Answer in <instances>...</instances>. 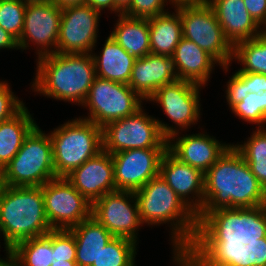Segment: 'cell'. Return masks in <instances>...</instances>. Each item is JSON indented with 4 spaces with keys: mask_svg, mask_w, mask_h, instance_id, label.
<instances>
[{
    "mask_svg": "<svg viewBox=\"0 0 266 266\" xmlns=\"http://www.w3.org/2000/svg\"><path fill=\"white\" fill-rule=\"evenodd\" d=\"M199 225L221 246L235 245L266 210V190L232 145L204 173Z\"/></svg>",
    "mask_w": 266,
    "mask_h": 266,
    "instance_id": "cell-1",
    "label": "cell"
},
{
    "mask_svg": "<svg viewBox=\"0 0 266 266\" xmlns=\"http://www.w3.org/2000/svg\"><path fill=\"white\" fill-rule=\"evenodd\" d=\"M134 194L143 224L160 225L170 222L174 255H201L221 248L199 225L192 209L160 175L134 191Z\"/></svg>",
    "mask_w": 266,
    "mask_h": 266,
    "instance_id": "cell-2",
    "label": "cell"
},
{
    "mask_svg": "<svg viewBox=\"0 0 266 266\" xmlns=\"http://www.w3.org/2000/svg\"><path fill=\"white\" fill-rule=\"evenodd\" d=\"M36 61L32 90L49 98L83 105L96 77L92 54L54 53Z\"/></svg>",
    "mask_w": 266,
    "mask_h": 266,
    "instance_id": "cell-3",
    "label": "cell"
},
{
    "mask_svg": "<svg viewBox=\"0 0 266 266\" xmlns=\"http://www.w3.org/2000/svg\"><path fill=\"white\" fill-rule=\"evenodd\" d=\"M51 230L41 186L5 185L0 193V233L3 234L7 260L9 250L17 243L46 235Z\"/></svg>",
    "mask_w": 266,
    "mask_h": 266,
    "instance_id": "cell-4",
    "label": "cell"
},
{
    "mask_svg": "<svg viewBox=\"0 0 266 266\" xmlns=\"http://www.w3.org/2000/svg\"><path fill=\"white\" fill-rule=\"evenodd\" d=\"M49 137L56 177H66L103 150L102 128L82 117L54 128Z\"/></svg>",
    "mask_w": 266,
    "mask_h": 266,
    "instance_id": "cell-5",
    "label": "cell"
},
{
    "mask_svg": "<svg viewBox=\"0 0 266 266\" xmlns=\"http://www.w3.org/2000/svg\"><path fill=\"white\" fill-rule=\"evenodd\" d=\"M3 171L5 185L12 187L42 186L56 178L49 134L36 125Z\"/></svg>",
    "mask_w": 266,
    "mask_h": 266,
    "instance_id": "cell-6",
    "label": "cell"
},
{
    "mask_svg": "<svg viewBox=\"0 0 266 266\" xmlns=\"http://www.w3.org/2000/svg\"><path fill=\"white\" fill-rule=\"evenodd\" d=\"M175 8L180 14L183 38L207 51L227 72L231 66L233 46L226 39L212 7L206 2Z\"/></svg>",
    "mask_w": 266,
    "mask_h": 266,
    "instance_id": "cell-7",
    "label": "cell"
},
{
    "mask_svg": "<svg viewBox=\"0 0 266 266\" xmlns=\"http://www.w3.org/2000/svg\"><path fill=\"white\" fill-rule=\"evenodd\" d=\"M143 107L135 114L111 121L102 128L103 150L115 154L130 149L168 148L157 119Z\"/></svg>",
    "mask_w": 266,
    "mask_h": 266,
    "instance_id": "cell-8",
    "label": "cell"
},
{
    "mask_svg": "<svg viewBox=\"0 0 266 266\" xmlns=\"http://www.w3.org/2000/svg\"><path fill=\"white\" fill-rule=\"evenodd\" d=\"M142 101L128 84L96 76L82 105L89 108L88 117L82 119L103 128L111 121L135 114L143 107Z\"/></svg>",
    "mask_w": 266,
    "mask_h": 266,
    "instance_id": "cell-9",
    "label": "cell"
},
{
    "mask_svg": "<svg viewBox=\"0 0 266 266\" xmlns=\"http://www.w3.org/2000/svg\"><path fill=\"white\" fill-rule=\"evenodd\" d=\"M200 87L202 88L192 82L177 80L160 87L147 100L159 103L168 119L176 125L169 126L157 119L160 131L166 139L179 133V129L185 130L192 124L195 125L200 119Z\"/></svg>",
    "mask_w": 266,
    "mask_h": 266,
    "instance_id": "cell-10",
    "label": "cell"
},
{
    "mask_svg": "<svg viewBox=\"0 0 266 266\" xmlns=\"http://www.w3.org/2000/svg\"><path fill=\"white\" fill-rule=\"evenodd\" d=\"M41 188L52 229L69 230L92 216V204L65 177L49 180Z\"/></svg>",
    "mask_w": 266,
    "mask_h": 266,
    "instance_id": "cell-11",
    "label": "cell"
},
{
    "mask_svg": "<svg viewBox=\"0 0 266 266\" xmlns=\"http://www.w3.org/2000/svg\"><path fill=\"white\" fill-rule=\"evenodd\" d=\"M101 12L88 4L62 9L56 53L91 54L96 47Z\"/></svg>",
    "mask_w": 266,
    "mask_h": 266,
    "instance_id": "cell-12",
    "label": "cell"
},
{
    "mask_svg": "<svg viewBox=\"0 0 266 266\" xmlns=\"http://www.w3.org/2000/svg\"><path fill=\"white\" fill-rule=\"evenodd\" d=\"M92 217L114 237L137 243L139 226L143 223L134 191L116 190L104 194L92 204Z\"/></svg>",
    "mask_w": 266,
    "mask_h": 266,
    "instance_id": "cell-13",
    "label": "cell"
},
{
    "mask_svg": "<svg viewBox=\"0 0 266 266\" xmlns=\"http://www.w3.org/2000/svg\"><path fill=\"white\" fill-rule=\"evenodd\" d=\"M62 9L54 3H27L19 49L37 47L38 58L56 53ZM39 47V48H38ZM53 49V50H52Z\"/></svg>",
    "mask_w": 266,
    "mask_h": 266,
    "instance_id": "cell-14",
    "label": "cell"
},
{
    "mask_svg": "<svg viewBox=\"0 0 266 266\" xmlns=\"http://www.w3.org/2000/svg\"><path fill=\"white\" fill-rule=\"evenodd\" d=\"M168 148L130 149L111 154L116 190L137 191L157 177Z\"/></svg>",
    "mask_w": 266,
    "mask_h": 266,
    "instance_id": "cell-15",
    "label": "cell"
},
{
    "mask_svg": "<svg viewBox=\"0 0 266 266\" xmlns=\"http://www.w3.org/2000/svg\"><path fill=\"white\" fill-rule=\"evenodd\" d=\"M159 175L196 215L201 212L205 180L202 171L182 163L167 150L160 163Z\"/></svg>",
    "mask_w": 266,
    "mask_h": 266,
    "instance_id": "cell-16",
    "label": "cell"
},
{
    "mask_svg": "<svg viewBox=\"0 0 266 266\" xmlns=\"http://www.w3.org/2000/svg\"><path fill=\"white\" fill-rule=\"evenodd\" d=\"M65 178L91 204L104 194L116 191L112 156L104 150L74 169Z\"/></svg>",
    "mask_w": 266,
    "mask_h": 266,
    "instance_id": "cell-17",
    "label": "cell"
},
{
    "mask_svg": "<svg viewBox=\"0 0 266 266\" xmlns=\"http://www.w3.org/2000/svg\"><path fill=\"white\" fill-rule=\"evenodd\" d=\"M179 80L175 60L171 56L147 54L136 58L129 87L143 100H147L162 86Z\"/></svg>",
    "mask_w": 266,
    "mask_h": 266,
    "instance_id": "cell-18",
    "label": "cell"
},
{
    "mask_svg": "<svg viewBox=\"0 0 266 266\" xmlns=\"http://www.w3.org/2000/svg\"><path fill=\"white\" fill-rule=\"evenodd\" d=\"M179 134L176 133L167 139L168 151L182 163L199 169L203 173L213 166L231 145L221 143L207 133L186 134L183 137Z\"/></svg>",
    "mask_w": 266,
    "mask_h": 266,
    "instance_id": "cell-19",
    "label": "cell"
},
{
    "mask_svg": "<svg viewBox=\"0 0 266 266\" xmlns=\"http://www.w3.org/2000/svg\"><path fill=\"white\" fill-rule=\"evenodd\" d=\"M214 10L226 39L232 46L261 35V28L251 17L243 0H207Z\"/></svg>",
    "mask_w": 266,
    "mask_h": 266,
    "instance_id": "cell-20",
    "label": "cell"
},
{
    "mask_svg": "<svg viewBox=\"0 0 266 266\" xmlns=\"http://www.w3.org/2000/svg\"><path fill=\"white\" fill-rule=\"evenodd\" d=\"M177 65L179 80L205 86L215 64L219 62L193 41L182 38L171 56Z\"/></svg>",
    "mask_w": 266,
    "mask_h": 266,
    "instance_id": "cell-21",
    "label": "cell"
},
{
    "mask_svg": "<svg viewBox=\"0 0 266 266\" xmlns=\"http://www.w3.org/2000/svg\"><path fill=\"white\" fill-rule=\"evenodd\" d=\"M76 241V263L78 266H92L98 255L114 236L94 217L82 221L69 229Z\"/></svg>",
    "mask_w": 266,
    "mask_h": 266,
    "instance_id": "cell-22",
    "label": "cell"
},
{
    "mask_svg": "<svg viewBox=\"0 0 266 266\" xmlns=\"http://www.w3.org/2000/svg\"><path fill=\"white\" fill-rule=\"evenodd\" d=\"M91 54L95 62L96 76L124 84L129 83L136 58L110 36L105 40L100 56Z\"/></svg>",
    "mask_w": 266,
    "mask_h": 266,
    "instance_id": "cell-23",
    "label": "cell"
},
{
    "mask_svg": "<svg viewBox=\"0 0 266 266\" xmlns=\"http://www.w3.org/2000/svg\"><path fill=\"white\" fill-rule=\"evenodd\" d=\"M117 16L119 18L109 36L135 58L150 54L149 20L126 16L123 13Z\"/></svg>",
    "mask_w": 266,
    "mask_h": 266,
    "instance_id": "cell-24",
    "label": "cell"
},
{
    "mask_svg": "<svg viewBox=\"0 0 266 266\" xmlns=\"http://www.w3.org/2000/svg\"><path fill=\"white\" fill-rule=\"evenodd\" d=\"M165 12L149 18V34L151 53L172 56L180 40L183 38L182 22L179 11Z\"/></svg>",
    "mask_w": 266,
    "mask_h": 266,
    "instance_id": "cell-25",
    "label": "cell"
},
{
    "mask_svg": "<svg viewBox=\"0 0 266 266\" xmlns=\"http://www.w3.org/2000/svg\"><path fill=\"white\" fill-rule=\"evenodd\" d=\"M24 106L12 118L0 123V165L4 168L17 154L25 137L37 125Z\"/></svg>",
    "mask_w": 266,
    "mask_h": 266,
    "instance_id": "cell-26",
    "label": "cell"
},
{
    "mask_svg": "<svg viewBox=\"0 0 266 266\" xmlns=\"http://www.w3.org/2000/svg\"><path fill=\"white\" fill-rule=\"evenodd\" d=\"M52 230L46 235L17 243L9 250L14 266H50L52 264Z\"/></svg>",
    "mask_w": 266,
    "mask_h": 266,
    "instance_id": "cell-27",
    "label": "cell"
},
{
    "mask_svg": "<svg viewBox=\"0 0 266 266\" xmlns=\"http://www.w3.org/2000/svg\"><path fill=\"white\" fill-rule=\"evenodd\" d=\"M240 62V72L266 75V31L261 35L233 46L232 60Z\"/></svg>",
    "mask_w": 266,
    "mask_h": 266,
    "instance_id": "cell-28",
    "label": "cell"
},
{
    "mask_svg": "<svg viewBox=\"0 0 266 266\" xmlns=\"http://www.w3.org/2000/svg\"><path fill=\"white\" fill-rule=\"evenodd\" d=\"M243 144H233L266 190V128H256Z\"/></svg>",
    "mask_w": 266,
    "mask_h": 266,
    "instance_id": "cell-29",
    "label": "cell"
},
{
    "mask_svg": "<svg viewBox=\"0 0 266 266\" xmlns=\"http://www.w3.org/2000/svg\"><path fill=\"white\" fill-rule=\"evenodd\" d=\"M233 246L250 263L266 265V210L262 217Z\"/></svg>",
    "mask_w": 266,
    "mask_h": 266,
    "instance_id": "cell-30",
    "label": "cell"
},
{
    "mask_svg": "<svg viewBox=\"0 0 266 266\" xmlns=\"http://www.w3.org/2000/svg\"><path fill=\"white\" fill-rule=\"evenodd\" d=\"M138 243L122 237H114L98 255L92 266H135Z\"/></svg>",
    "mask_w": 266,
    "mask_h": 266,
    "instance_id": "cell-31",
    "label": "cell"
},
{
    "mask_svg": "<svg viewBox=\"0 0 266 266\" xmlns=\"http://www.w3.org/2000/svg\"><path fill=\"white\" fill-rule=\"evenodd\" d=\"M173 262L178 266H241V259L229 248L201 255H174Z\"/></svg>",
    "mask_w": 266,
    "mask_h": 266,
    "instance_id": "cell-32",
    "label": "cell"
},
{
    "mask_svg": "<svg viewBox=\"0 0 266 266\" xmlns=\"http://www.w3.org/2000/svg\"><path fill=\"white\" fill-rule=\"evenodd\" d=\"M230 110L243 121L257 124V128H266V91L248 93L241 102L235 104ZM265 125V126H264Z\"/></svg>",
    "mask_w": 266,
    "mask_h": 266,
    "instance_id": "cell-33",
    "label": "cell"
},
{
    "mask_svg": "<svg viewBox=\"0 0 266 266\" xmlns=\"http://www.w3.org/2000/svg\"><path fill=\"white\" fill-rule=\"evenodd\" d=\"M26 3L22 0H0V27L17 41L22 34Z\"/></svg>",
    "mask_w": 266,
    "mask_h": 266,
    "instance_id": "cell-34",
    "label": "cell"
},
{
    "mask_svg": "<svg viewBox=\"0 0 266 266\" xmlns=\"http://www.w3.org/2000/svg\"><path fill=\"white\" fill-rule=\"evenodd\" d=\"M52 248V261L76 260V241L70 230L52 229Z\"/></svg>",
    "mask_w": 266,
    "mask_h": 266,
    "instance_id": "cell-35",
    "label": "cell"
},
{
    "mask_svg": "<svg viewBox=\"0 0 266 266\" xmlns=\"http://www.w3.org/2000/svg\"><path fill=\"white\" fill-rule=\"evenodd\" d=\"M167 3V0H131L122 13L130 17L149 19L167 12Z\"/></svg>",
    "mask_w": 266,
    "mask_h": 266,
    "instance_id": "cell-36",
    "label": "cell"
},
{
    "mask_svg": "<svg viewBox=\"0 0 266 266\" xmlns=\"http://www.w3.org/2000/svg\"><path fill=\"white\" fill-rule=\"evenodd\" d=\"M10 89L7 81H0V123L12 118L25 106Z\"/></svg>",
    "mask_w": 266,
    "mask_h": 266,
    "instance_id": "cell-37",
    "label": "cell"
},
{
    "mask_svg": "<svg viewBox=\"0 0 266 266\" xmlns=\"http://www.w3.org/2000/svg\"><path fill=\"white\" fill-rule=\"evenodd\" d=\"M226 100L230 109L248 95L246 82L235 72L227 82Z\"/></svg>",
    "mask_w": 266,
    "mask_h": 266,
    "instance_id": "cell-38",
    "label": "cell"
},
{
    "mask_svg": "<svg viewBox=\"0 0 266 266\" xmlns=\"http://www.w3.org/2000/svg\"><path fill=\"white\" fill-rule=\"evenodd\" d=\"M243 1L251 17L261 28H264V31H266V0Z\"/></svg>",
    "mask_w": 266,
    "mask_h": 266,
    "instance_id": "cell-39",
    "label": "cell"
},
{
    "mask_svg": "<svg viewBox=\"0 0 266 266\" xmlns=\"http://www.w3.org/2000/svg\"><path fill=\"white\" fill-rule=\"evenodd\" d=\"M246 82L248 93H260L266 91V75L260 73H246L236 71Z\"/></svg>",
    "mask_w": 266,
    "mask_h": 266,
    "instance_id": "cell-40",
    "label": "cell"
},
{
    "mask_svg": "<svg viewBox=\"0 0 266 266\" xmlns=\"http://www.w3.org/2000/svg\"><path fill=\"white\" fill-rule=\"evenodd\" d=\"M86 4L100 12L107 8L112 13L122 14V10L115 4V0H87Z\"/></svg>",
    "mask_w": 266,
    "mask_h": 266,
    "instance_id": "cell-41",
    "label": "cell"
},
{
    "mask_svg": "<svg viewBox=\"0 0 266 266\" xmlns=\"http://www.w3.org/2000/svg\"><path fill=\"white\" fill-rule=\"evenodd\" d=\"M6 48L19 50L18 42L11 34L0 27V49Z\"/></svg>",
    "mask_w": 266,
    "mask_h": 266,
    "instance_id": "cell-42",
    "label": "cell"
},
{
    "mask_svg": "<svg viewBox=\"0 0 266 266\" xmlns=\"http://www.w3.org/2000/svg\"><path fill=\"white\" fill-rule=\"evenodd\" d=\"M51 2L63 9L69 6L86 4L87 0H51Z\"/></svg>",
    "mask_w": 266,
    "mask_h": 266,
    "instance_id": "cell-43",
    "label": "cell"
},
{
    "mask_svg": "<svg viewBox=\"0 0 266 266\" xmlns=\"http://www.w3.org/2000/svg\"><path fill=\"white\" fill-rule=\"evenodd\" d=\"M170 4L174 7L181 5H199L202 3H206L207 0H168Z\"/></svg>",
    "mask_w": 266,
    "mask_h": 266,
    "instance_id": "cell-44",
    "label": "cell"
},
{
    "mask_svg": "<svg viewBox=\"0 0 266 266\" xmlns=\"http://www.w3.org/2000/svg\"><path fill=\"white\" fill-rule=\"evenodd\" d=\"M229 248L241 259V266H266L263 264L250 263L234 246Z\"/></svg>",
    "mask_w": 266,
    "mask_h": 266,
    "instance_id": "cell-45",
    "label": "cell"
},
{
    "mask_svg": "<svg viewBox=\"0 0 266 266\" xmlns=\"http://www.w3.org/2000/svg\"><path fill=\"white\" fill-rule=\"evenodd\" d=\"M50 266H78L76 261H52Z\"/></svg>",
    "mask_w": 266,
    "mask_h": 266,
    "instance_id": "cell-46",
    "label": "cell"
},
{
    "mask_svg": "<svg viewBox=\"0 0 266 266\" xmlns=\"http://www.w3.org/2000/svg\"><path fill=\"white\" fill-rule=\"evenodd\" d=\"M131 0H115V4L123 11L129 4Z\"/></svg>",
    "mask_w": 266,
    "mask_h": 266,
    "instance_id": "cell-47",
    "label": "cell"
},
{
    "mask_svg": "<svg viewBox=\"0 0 266 266\" xmlns=\"http://www.w3.org/2000/svg\"><path fill=\"white\" fill-rule=\"evenodd\" d=\"M4 187H5L4 171L3 167L0 165V193L3 191Z\"/></svg>",
    "mask_w": 266,
    "mask_h": 266,
    "instance_id": "cell-48",
    "label": "cell"
},
{
    "mask_svg": "<svg viewBox=\"0 0 266 266\" xmlns=\"http://www.w3.org/2000/svg\"><path fill=\"white\" fill-rule=\"evenodd\" d=\"M24 3H46L50 2L51 0H22Z\"/></svg>",
    "mask_w": 266,
    "mask_h": 266,
    "instance_id": "cell-49",
    "label": "cell"
},
{
    "mask_svg": "<svg viewBox=\"0 0 266 266\" xmlns=\"http://www.w3.org/2000/svg\"><path fill=\"white\" fill-rule=\"evenodd\" d=\"M0 266H14L9 260L0 262Z\"/></svg>",
    "mask_w": 266,
    "mask_h": 266,
    "instance_id": "cell-50",
    "label": "cell"
},
{
    "mask_svg": "<svg viewBox=\"0 0 266 266\" xmlns=\"http://www.w3.org/2000/svg\"><path fill=\"white\" fill-rule=\"evenodd\" d=\"M0 247H1V246H0ZM3 261H7V259H4V260H3V259L0 258V262H3Z\"/></svg>",
    "mask_w": 266,
    "mask_h": 266,
    "instance_id": "cell-51",
    "label": "cell"
}]
</instances>
